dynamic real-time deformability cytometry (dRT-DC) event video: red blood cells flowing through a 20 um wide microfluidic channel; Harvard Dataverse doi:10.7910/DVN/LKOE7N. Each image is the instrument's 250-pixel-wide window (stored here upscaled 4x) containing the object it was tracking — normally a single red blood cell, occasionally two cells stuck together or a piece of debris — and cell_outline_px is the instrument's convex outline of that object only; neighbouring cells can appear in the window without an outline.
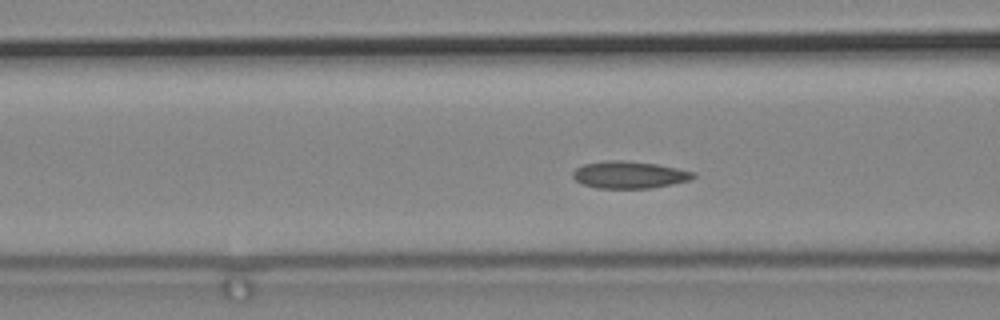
{"species": "common noctule bat (a hibernating species)", "species_latin": "Nyctalus noctula", "temperature_condition": "cold", "stored_images_in_passage": 43, "camera_frame_rate_fps": 3000, "um_per_image_px": 0.085, "animal": {"sex": "male", "body_mass_g": 19.2, "forearm_length_mm": 51.8}, "frame": {"image": 1, "passage_image": 19, "time_ms": 6.0, "image_size_px": [1000, 320], "cell_outline_px": [[696, 176], [688, 180], [672, 184], [652, 188], [596, 188], [584, 184], [576, 180], [572, 176], [572, 172], [576, 168], [584, 164], [608, 160], [620, 160], [656, 164], [696, 172]], "centroid_in_image_um": [53.48, 14.86], "position_along_channel_um": 113.1, "area_um2": 18.9}}
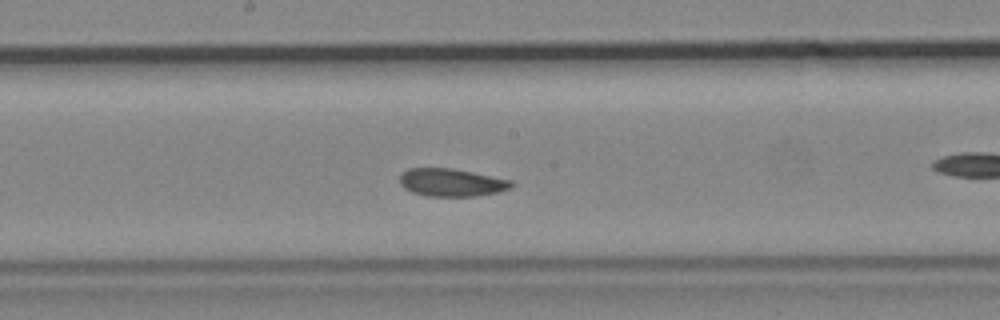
{"frame": {"image": 2, "passage_image": 27, "time_ms": 8.667, "image_size_px": [1000, 320], "cell_outline_px": [[516, 184], [508, 188], [496, 192], [472, 196], [424, 196], [412, 192], [404, 188], [400, 184], [400, 176], [408, 168], [452, 168], [512, 180]], "centroid_in_image_um": [38.35, 15.51], "position_along_channel_um": 209.8, "area_um2": 17.98}}
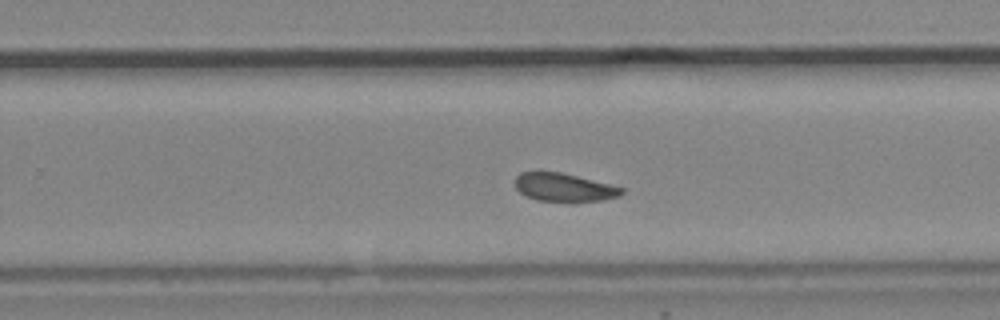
{"frame": {"image": 3, "passage_image": 33, "time_ms": 10.667, "image_size_px": [1000, 320], "cell_outline_px": [[624, 192], [620, 196], [604, 200], [572, 204], [568, 204], [536, 200], [520, 192], [516, 188], [516, 176], [520, 172], [560, 172], [624, 188]], "centroid_in_image_um": [47.97, 15.98], "position_along_channel_um": 281.8, "area_um2": 17.98}}